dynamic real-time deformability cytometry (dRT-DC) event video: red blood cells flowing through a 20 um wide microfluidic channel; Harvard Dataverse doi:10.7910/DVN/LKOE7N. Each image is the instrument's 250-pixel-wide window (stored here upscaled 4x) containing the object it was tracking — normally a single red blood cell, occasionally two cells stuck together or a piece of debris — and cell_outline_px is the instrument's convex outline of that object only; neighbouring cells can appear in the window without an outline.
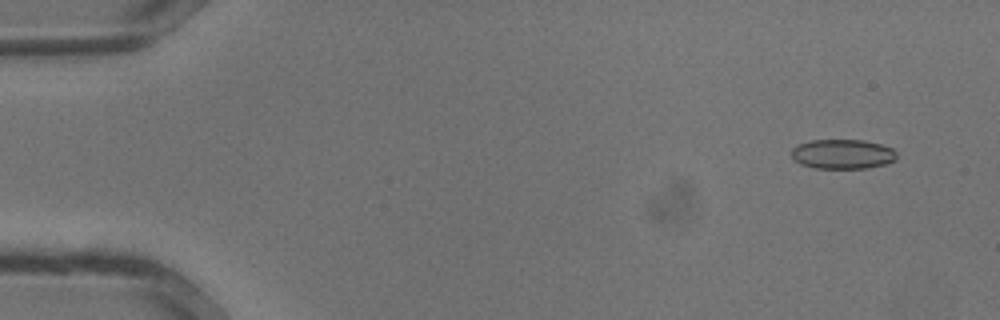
{"species": "common noctule bat (a hibernating species)", "species_latin": "Nyctalus noctula", "temperature_condition": "warm", "stored_images_in_passage": 34, "camera_frame_rate_fps": 3000, "um_per_image_px": 0.085, "animal": {"sex": "male", "body_mass_g": 13.3}, "frame": {"image": 1, "passage_image": 3, "time_ms": 0.667, "image_size_px": [1000, 320], "cell_outline_px": [[896, 160], [884, 164], [868, 168], [812, 168], [800, 164], [792, 160], [792, 148], [800, 144], [812, 140], [864, 140], [880, 144], [892, 148], [896, 152]], "centroid_in_image_um": [71.61, 13.1], "position_along_channel_um": 13.4, "area_um2": 18.21}}
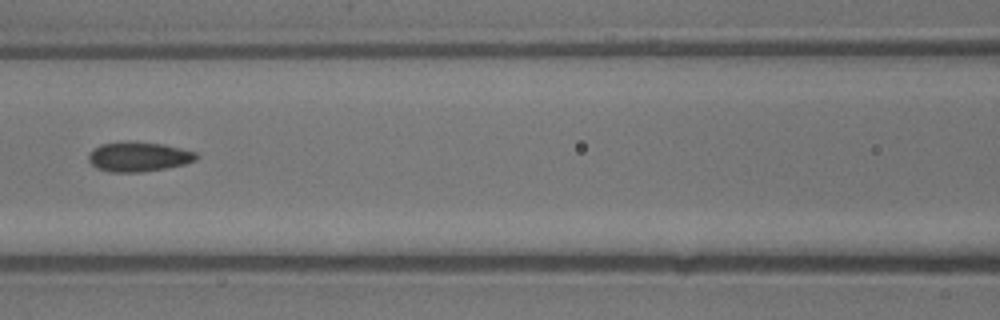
{"frame": {"image": 2, "passage_image": 16, "time_ms": 5.0, "image_size_px": [1000, 320], "cell_outline_px": [[196, 160], [184, 164], [164, 168], [140, 172], [112, 172], [96, 168], [88, 160], [88, 152], [100, 144], [124, 140], [136, 140], [164, 144], [196, 152]], "centroid_in_image_um": [11.72, 13.29], "position_along_channel_um": 154.9, "area_um2": 18.9}}
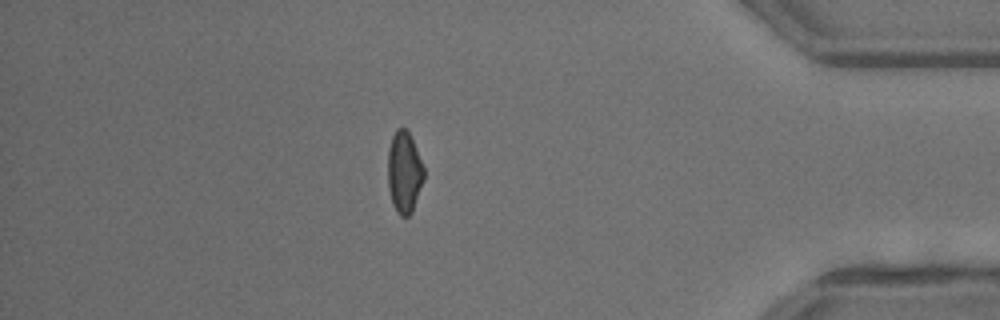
{"frame": {"image": 3, "passage_image": 30, "time_ms": 9.667, "image_size_px": [1000, 320], "cell_outline_px": [[424, 180], [412, 212], [408, 216], [400, 216], [396, 212], [392, 204], [388, 188], [388, 148], [392, 136], [396, 128], [404, 128], [408, 132], [412, 140], [424, 168]], "centroid_in_image_um": [34.34, 14.67], "position_along_channel_um": 400.9, "area_um2": 17.17}}